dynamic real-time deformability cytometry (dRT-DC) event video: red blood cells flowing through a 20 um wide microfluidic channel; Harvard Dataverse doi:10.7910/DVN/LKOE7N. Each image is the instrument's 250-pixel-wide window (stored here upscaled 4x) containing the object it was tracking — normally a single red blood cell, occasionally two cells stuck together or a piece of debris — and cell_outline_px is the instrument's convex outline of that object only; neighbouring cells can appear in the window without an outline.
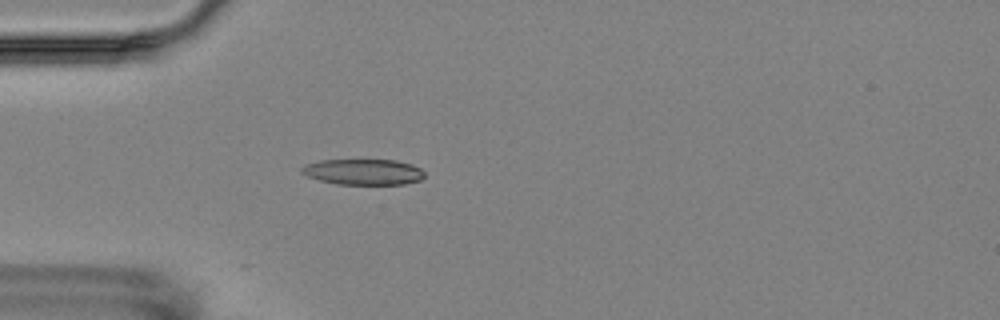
{"species": "Egyptian fruit bat (a non-hibernating species)", "species_latin": "Rousettus aegyptiacus", "temperature_condition": "room temperature", "stored_images_in_passage": 4, "camera_frame_rate_fps": 3000, "um_per_image_px": 0.085, "animal": {"sex": "female"}, "frame": {"image": 1, "passage_image": 4, "time_ms": 4.333, "image_size_px": [1000, 320], "cell_outline_px": [[424, 176], [420, 180], [404, 184], [336, 184], [320, 180], [308, 176], [300, 172], [300, 168], [304, 164], [320, 160], [396, 160], [412, 164], [420, 168], [424, 172]], "centroid_in_image_um": [30.87, 14.6], "position_along_channel_um": 54.1, "area_um2": 18.5}}